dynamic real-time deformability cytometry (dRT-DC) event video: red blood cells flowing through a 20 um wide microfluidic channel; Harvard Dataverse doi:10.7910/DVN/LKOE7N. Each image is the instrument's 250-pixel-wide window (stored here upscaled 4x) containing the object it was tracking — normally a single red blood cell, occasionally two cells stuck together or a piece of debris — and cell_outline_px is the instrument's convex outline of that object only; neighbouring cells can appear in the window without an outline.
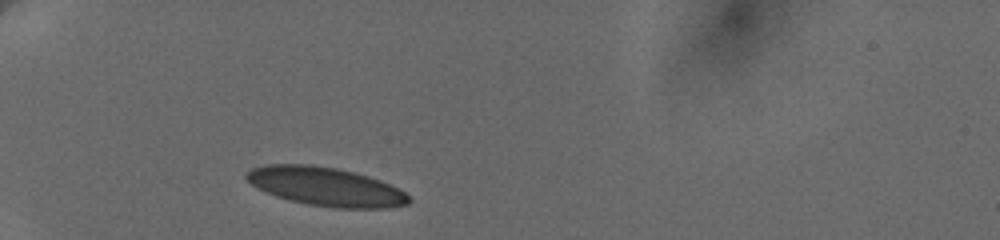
{"species": "human", "species_latin": "Homo sapiens", "temperature_condition": "cold", "stored_images_in_passage": 3, "camera_frame_rate_fps": 3000, "um_per_image_px": 0.085, "donor": {"sex": "female"}, "frame": {"image": 1, "passage_image": 1, "time_ms": 0.0, "image_size_px": [1000, 240], "cell_outline_px": [[412, 200], [408, 204], [388, 208], [336, 208], [308, 204], [276, 196], [252, 184], [244, 176], [252, 168], [264, 164], [312, 164], [336, 168], [368, 176], [380, 180], [404, 192]], "centroid_in_image_um": [27.7, 15.85], "position_along_channel_um": 57.3, "area_um2": 36.24}}
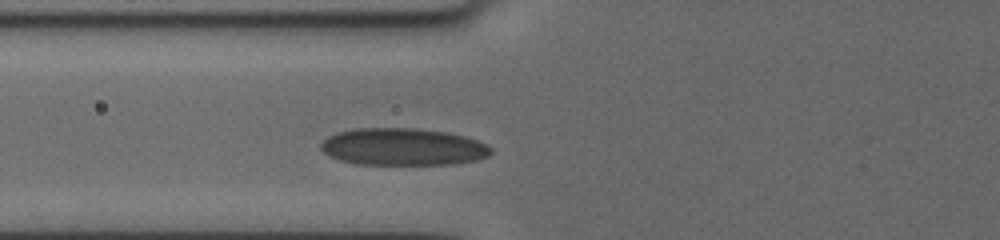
{"frame": {"image": 2, "passage_image": 3, "time_ms": 1.667, "image_size_px": [1000, 240], "cell_outline_px": [[492, 152], [488, 156], [476, 160], [456, 164], [356, 164], [340, 160], [328, 156], [320, 148], [320, 144], [328, 136], [336, 132], [356, 128], [412, 128], [444, 132], [464, 136], [480, 140], [492, 148]], "centroid_in_image_um": [34.24, 12.48], "position_along_channel_um": 91.6, "area_um2": 36.99}}